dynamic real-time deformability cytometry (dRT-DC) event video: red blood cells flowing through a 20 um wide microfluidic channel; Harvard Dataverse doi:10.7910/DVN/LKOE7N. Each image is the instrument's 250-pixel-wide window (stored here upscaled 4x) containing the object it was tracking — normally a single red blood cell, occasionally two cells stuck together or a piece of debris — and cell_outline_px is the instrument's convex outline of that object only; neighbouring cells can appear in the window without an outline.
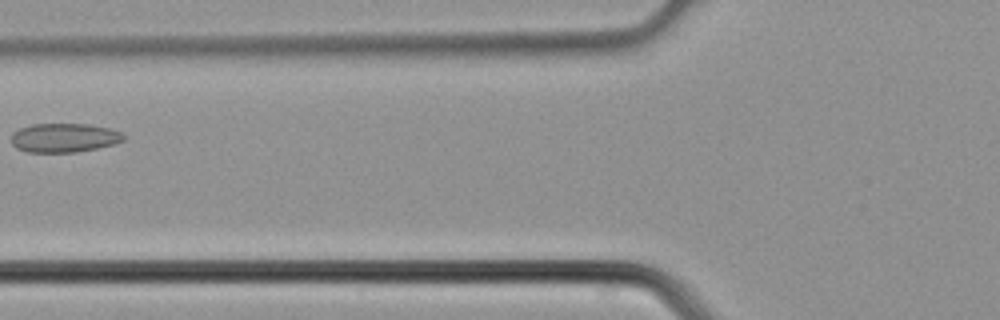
{"species": "common noctule bat (a hibernating species)", "species_latin": "Nyctalus noctula", "temperature_condition": "cold", "stored_images_in_passage": 4, "camera_frame_rate_fps": 3000, "um_per_image_px": 0.085, "animal": {"sex": "male", "body_mass_g": 21.5, "forearm_length_mm": 52.0}, "frame": {"image": 1, "passage_image": 4, "time_ms": 1.0, "image_size_px": [1000, 320], "cell_outline_px": [[124, 140], [116, 144], [76, 152], [28, 152], [16, 148], [12, 144], [12, 132], [20, 128], [32, 124], [88, 124], [112, 128], [120, 132], [124, 136]], "centroid_in_image_um": [5.46, 11.7], "position_along_channel_um": 120.3, "area_um2": 19.07}}